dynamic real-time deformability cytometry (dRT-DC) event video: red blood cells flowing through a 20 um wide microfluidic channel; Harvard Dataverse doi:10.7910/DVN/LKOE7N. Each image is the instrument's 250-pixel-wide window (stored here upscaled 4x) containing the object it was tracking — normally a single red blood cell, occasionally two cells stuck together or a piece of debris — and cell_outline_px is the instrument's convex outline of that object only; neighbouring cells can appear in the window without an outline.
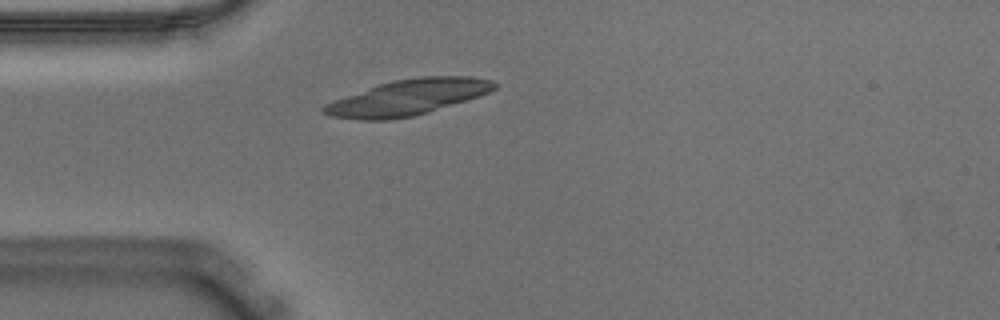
{"species": "Egyptian fruit bat (a non-hibernating species)", "species_latin": "Rousettus aegyptiacus", "temperature_condition": "warm", "stored_images_in_passage": 36, "camera_frame_rate_fps": 3000, "um_per_image_px": 0.085, "animal": {"sex": "male"}, "frame": {"image": 1, "passage_image": 1, "time_ms": 0.0, "image_size_px": [1000, 320], "cell_outline_px": [[496, 88], [480, 96], [428, 112], [412, 116], [388, 120], [360, 120], [332, 116], [320, 112], [320, 108], [324, 104], [380, 84], [392, 80], [420, 76], [472, 76], [492, 80], [496, 84]], "centroid_in_image_um": [34.67, 8.28], "position_along_channel_um": 50.3, "area_um2": 35.2}}
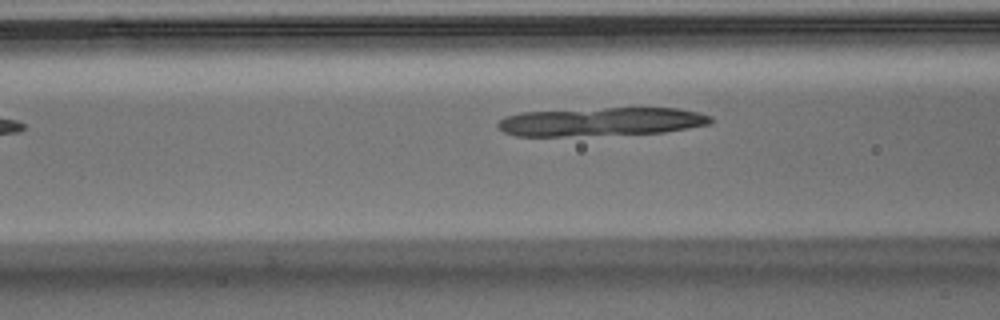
{"frame": {"image": 2, "passage_image": 7, "time_ms": 2.0, "image_size_px": [1000, 320], "cell_outline_px": [[712, 124], [664, 132], [564, 136], [516, 136], [504, 132], [496, 124], [504, 116], [520, 112], [604, 108], [676, 108], [700, 112], [712, 116]], "centroid_in_image_um": [51.11, 10.34], "position_along_channel_um": 115.5, "area_um2": 35.37}}
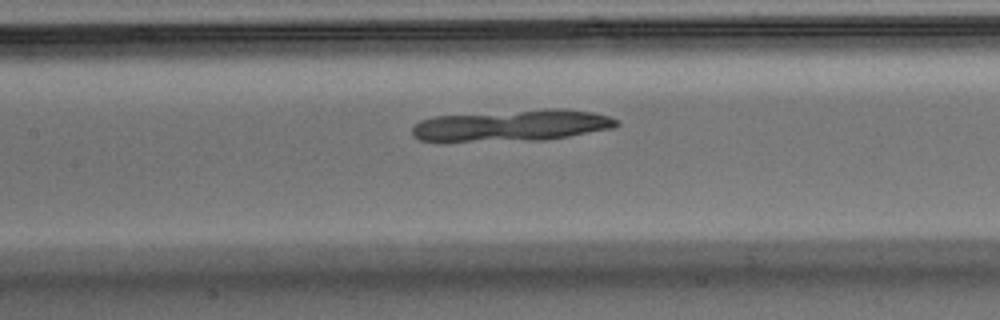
{"frame": {"image": 3, "passage_image": 11, "time_ms": 3.333, "image_size_px": [1000, 320], "cell_outline_px": [[620, 124], [612, 128], [568, 136], [544, 140], [420, 140], [412, 136], [412, 128], [420, 120], [436, 116], [544, 108], [564, 108], [592, 112], [608, 116], [620, 120]], "centroid_in_image_um": [43.58, 10.64], "position_along_channel_um": 163.8, "area_um2": 37.11}}